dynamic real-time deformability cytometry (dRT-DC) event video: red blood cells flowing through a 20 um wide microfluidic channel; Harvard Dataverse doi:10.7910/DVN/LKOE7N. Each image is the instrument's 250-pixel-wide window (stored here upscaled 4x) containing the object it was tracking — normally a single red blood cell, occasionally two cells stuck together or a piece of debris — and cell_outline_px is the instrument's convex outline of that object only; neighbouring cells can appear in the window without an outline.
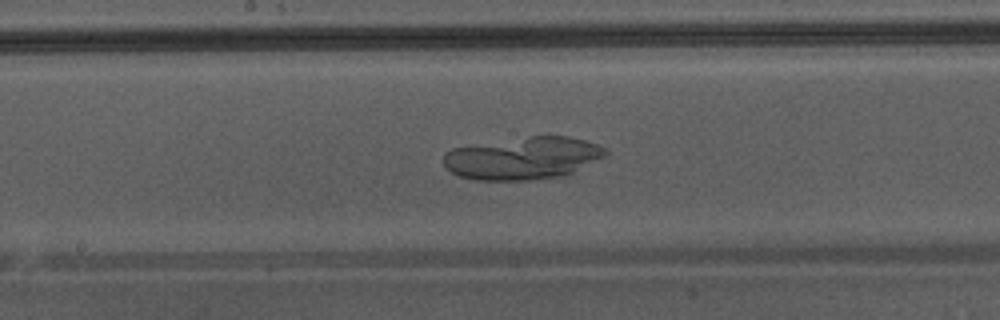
{"species": "Egyptian fruit bat (a non-hibernating species)", "species_latin": "Rousettus aegyptiacus", "temperature_condition": "warm", "stored_images_in_passage": 49, "camera_frame_rate_fps": 3000, "um_per_image_px": 0.085, "animal": {"sex": "male"}, "frame": {"image": 1, "passage_image": 28, "time_ms": 9.0, "image_size_px": [1000, 320], "cell_outline_px": [[608, 152], [604, 156], [572, 172], [560, 176], [532, 180], [476, 180], [460, 176], [452, 172], [444, 164], [444, 156], [452, 148], [528, 136], [568, 136], [584, 140], [608, 148]], "centroid_in_image_um": [44.46, 13.44], "position_along_channel_um": 203.7, "area_um2": 39.65}}